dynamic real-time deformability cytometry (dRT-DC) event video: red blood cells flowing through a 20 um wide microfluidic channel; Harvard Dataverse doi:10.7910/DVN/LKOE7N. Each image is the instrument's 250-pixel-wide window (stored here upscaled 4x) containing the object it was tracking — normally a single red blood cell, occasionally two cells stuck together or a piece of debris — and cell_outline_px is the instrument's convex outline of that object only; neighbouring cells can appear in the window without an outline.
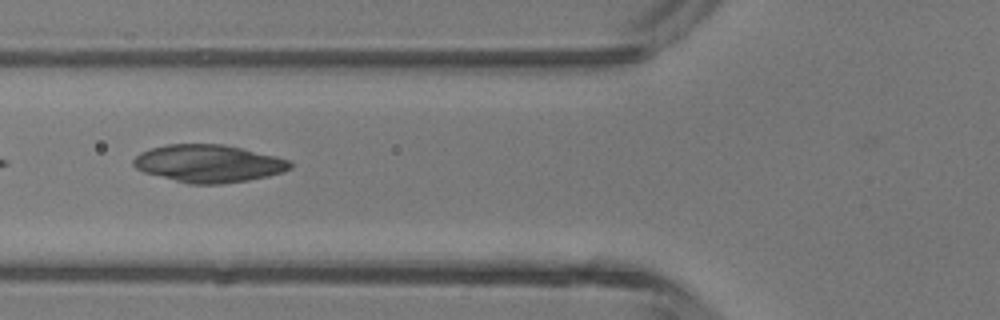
{"species": "common noctule bat (a hibernating species)", "species_latin": "Nyctalus noctula", "temperature_condition": "room temperature", "stored_images_in_passage": 6, "camera_frame_rate_fps": 3000, "um_per_image_px": 0.085, "animal": {"sex": "male", "body_mass_g": 13.3}, "frame": {"image": 1, "passage_image": 6, "time_ms": 1.667, "image_size_px": [1000, 320], "cell_outline_px": [[292, 168], [284, 172], [268, 176], [248, 180], [220, 184], [188, 184], [144, 172], [136, 168], [132, 164], [132, 160], [140, 152], [152, 148], [168, 144], [224, 144], [276, 156], [288, 160], [292, 164]], "centroid_in_image_um": [17.73, 13.9], "position_along_channel_um": 108.1, "area_um2": 34.33}}